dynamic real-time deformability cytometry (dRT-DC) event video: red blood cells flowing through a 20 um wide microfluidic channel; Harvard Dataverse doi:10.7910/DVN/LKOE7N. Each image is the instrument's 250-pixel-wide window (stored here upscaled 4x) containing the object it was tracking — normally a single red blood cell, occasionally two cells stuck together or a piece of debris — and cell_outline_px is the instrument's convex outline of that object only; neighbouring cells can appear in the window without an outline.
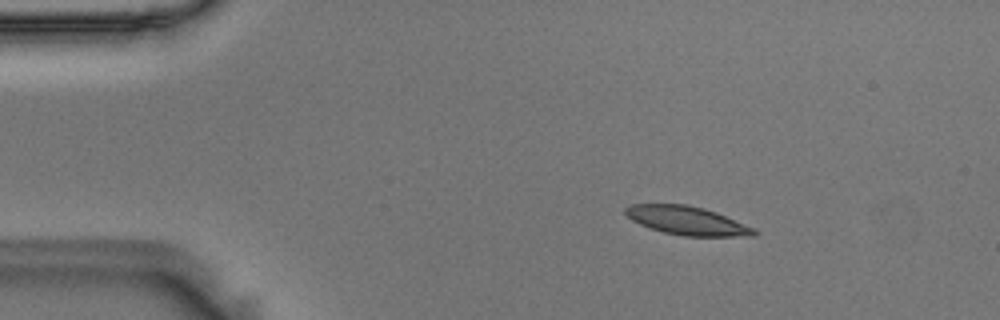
{"species": "Egyptian fruit bat (a non-hibernating species)", "species_latin": "Rousettus aegyptiacus", "temperature_condition": "room temperature", "stored_images_in_passage": 48, "camera_frame_rate_fps": 3000, "um_per_image_px": 0.085, "animal": {"sex": "male"}, "frame": {"image": 1, "passage_image": 1, "time_ms": 0.0, "image_size_px": [1000, 320], "cell_outline_px": [[760, 232], [756, 236], [684, 236], [664, 232], [648, 228], [632, 220], [624, 212], [624, 208], [632, 204], [684, 204], [704, 208], [716, 212], [756, 228]], "centroid_in_image_um": [58.44, 18.76], "position_along_channel_um": 26.6, "area_um2": 21.56}}
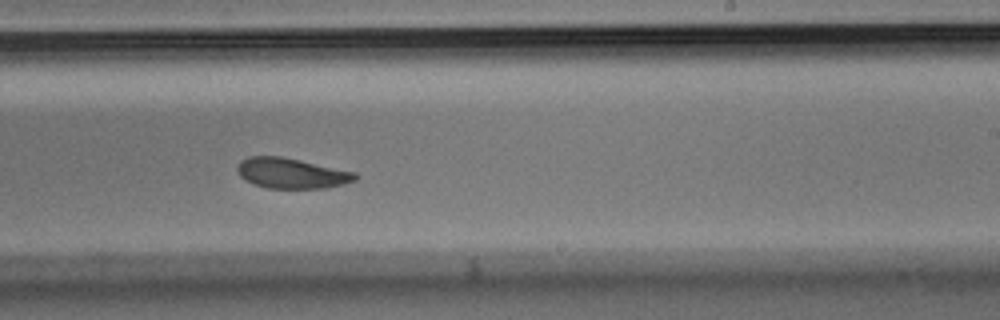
{"frame": {"image": 2, "passage_image": 26, "time_ms": 8.333, "image_size_px": [1000, 320], "cell_outline_px": [[360, 176], [356, 180], [344, 184], [324, 188], [268, 188], [252, 184], [244, 180], [240, 176], [236, 168], [240, 160], [248, 156], [280, 156], [300, 160], [356, 172]], "centroid_in_image_um": [24.77, 14.72], "position_along_channel_um": 264.2, "area_um2": 21.04}}
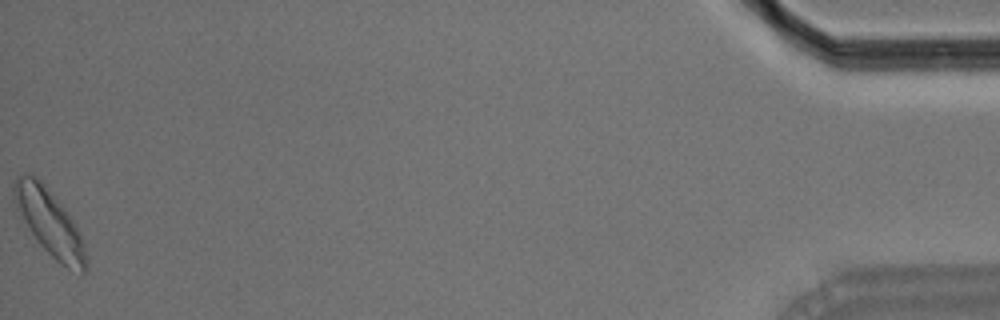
{"frame": {"image": 3, "passage_image": 48, "time_ms": 15.667, "image_size_px": [1000, 320], "cell_outline_px": [[88, 268], [84, 272], [68, 268], [60, 264], [40, 244], [16, 208], [12, 196], [12, 184], [16, 176], [24, 172], [36, 176], [44, 184], [76, 224], [84, 244], [88, 260]], "centroid_in_image_um": [4.2, 18.87], "position_along_channel_um": 431.0, "area_um2": 27.4}, "authors_computed_cell_mechanics": {"area_um2": 21.9929, "velocity_mm_per_s": 3.6043, "shape_relaxation_time_tau1_ms": 4.0002, "shape_relaxation_time_tau2_ms": 4.539, "deformation_change_tau1": 0.1062, "deformation_change_tau2": 0.0913}}